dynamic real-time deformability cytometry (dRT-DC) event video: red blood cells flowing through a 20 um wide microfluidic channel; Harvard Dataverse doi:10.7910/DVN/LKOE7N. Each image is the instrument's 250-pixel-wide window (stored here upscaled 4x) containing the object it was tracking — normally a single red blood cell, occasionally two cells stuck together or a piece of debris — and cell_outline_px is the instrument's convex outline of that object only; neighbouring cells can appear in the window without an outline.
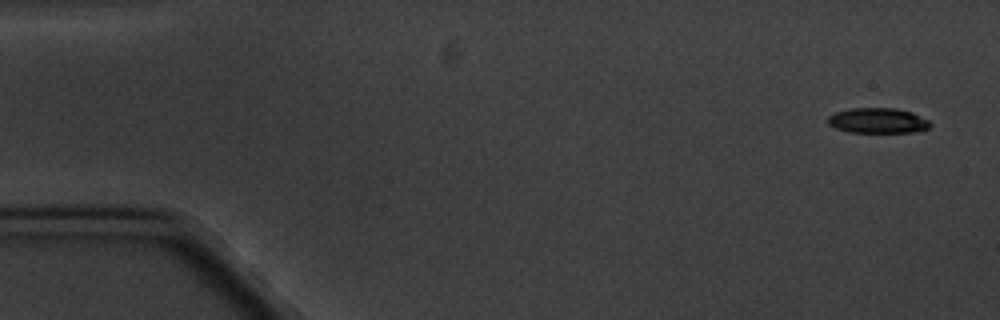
{"species": "common noctule bat (a hibernating species)", "species_latin": "Nyctalus noctula", "temperature_condition": "cold", "stored_images_in_passage": 4, "camera_frame_rate_fps": 3000, "um_per_image_px": 0.085, "animal": {"sex": "male", "body_mass_g": 20.1, "forearm_length_mm": 53.5}, "frame": {"image": 1, "passage_image": 1, "time_ms": 0.0, "image_size_px": [1000, 320], "cell_outline_px": [[932, 124], [928, 128], [912, 132], [848, 132], [836, 128], [828, 124], [828, 116], [836, 112], [852, 108], [896, 108], [912, 112], [928, 120]], "centroid_in_image_um": [74.61, 10.25], "position_along_channel_um": 10.4, "area_um2": 14.97}}
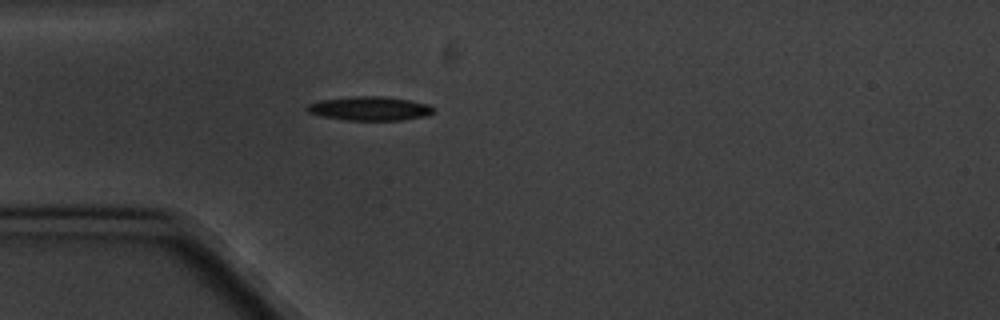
{"frame": {"image": 2, "passage_image": 4, "time_ms": 4.667, "image_size_px": [1000, 320], "cell_outline_px": [[436, 108], [428, 116], [400, 120], [344, 120], [320, 116], [308, 112], [304, 108], [308, 104], [320, 100], [352, 96], [384, 96], [408, 100], [428, 104]], "centroid_in_image_um": [31.41, 9.22], "position_along_channel_um": 53.6, "area_um2": 17.8}}